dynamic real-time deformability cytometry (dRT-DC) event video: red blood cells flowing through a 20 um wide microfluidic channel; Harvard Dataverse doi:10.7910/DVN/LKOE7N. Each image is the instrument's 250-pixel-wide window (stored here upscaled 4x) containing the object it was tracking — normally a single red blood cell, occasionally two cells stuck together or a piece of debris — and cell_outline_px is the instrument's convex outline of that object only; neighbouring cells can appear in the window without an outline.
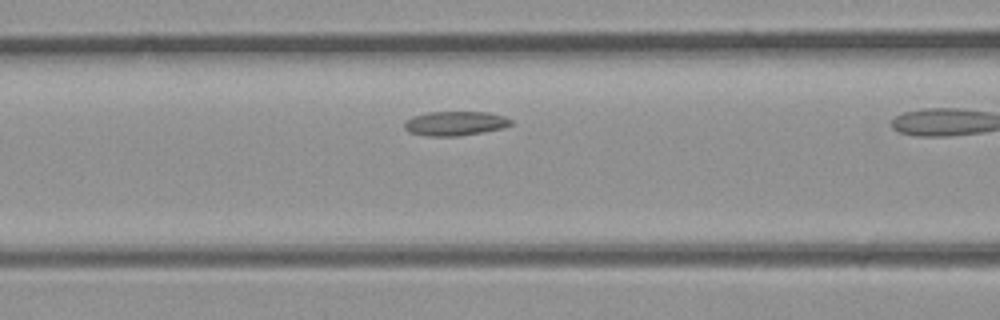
{"species": "common noctule bat (a hibernating species)", "species_latin": "Nyctalus noctula", "temperature_condition": "room temperature", "stored_images_in_passage": 6, "camera_frame_rate_fps": 3000, "um_per_image_px": 0.085, "animal": {"sex": "male", "body_mass_g": 23.1, "forearm_length_mm": 52.7}, "frame": {"image": 1, "passage_image": 5, "time_ms": 1.333, "image_size_px": [1000, 320], "cell_outline_px": [[512, 124], [500, 128], [480, 132], [456, 136], [428, 136], [408, 132], [404, 128], [404, 124], [412, 116], [428, 112], [488, 112], [504, 116], [512, 120]], "centroid_in_image_um": [38.66, 10.48], "position_along_channel_um": 127.9, "area_um2": 14.91}}